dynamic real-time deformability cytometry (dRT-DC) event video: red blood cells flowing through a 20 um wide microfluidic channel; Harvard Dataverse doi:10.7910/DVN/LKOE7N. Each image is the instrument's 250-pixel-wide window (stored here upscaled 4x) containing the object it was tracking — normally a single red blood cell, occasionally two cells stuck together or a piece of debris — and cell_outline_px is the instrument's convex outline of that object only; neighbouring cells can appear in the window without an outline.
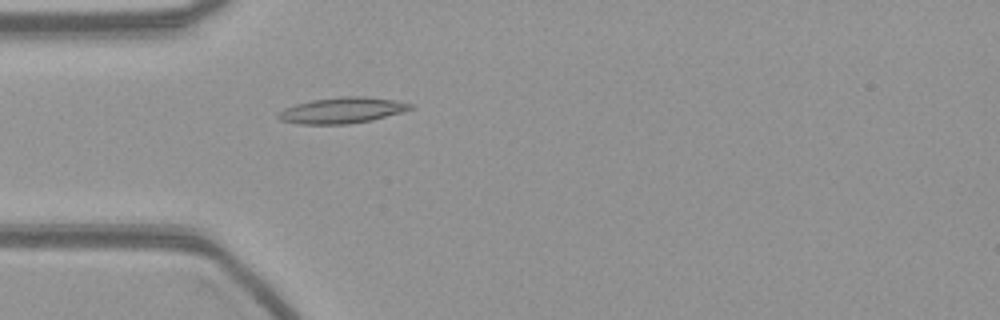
{"species": "common noctule bat (a hibernating species)", "species_latin": "Nyctalus noctula", "temperature_condition": "warm", "stored_images_in_passage": 54, "camera_frame_rate_fps": 3000, "um_per_image_px": 0.085, "animal": {"sex": "female", "body_mass_g": 21.9}, "frame": {"image": 1, "passage_image": 15, "time_ms": 4.667, "image_size_px": [1000, 320], "cell_outline_px": [[412, 108], [400, 112], [372, 120], [348, 124], [300, 124], [280, 120], [276, 116], [284, 108], [296, 104], [312, 100], [340, 96], [364, 96], [396, 100], [412, 104]], "centroid_in_image_um": [29.05, 9.37], "position_along_channel_um": 55.9, "area_um2": 19.83}}
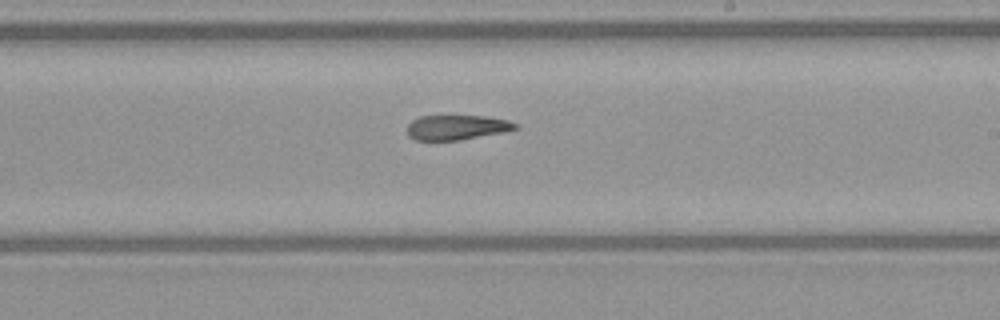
{"frame": {"image": 2, "passage_image": 31, "time_ms": 10.0, "image_size_px": [1000, 320], "cell_outline_px": [[520, 128], [504, 132], [460, 140], [416, 140], [408, 136], [408, 124], [412, 120], [420, 116], [488, 116], [508, 120], [520, 124]], "centroid_in_image_um": [38.88, 10.82], "position_along_channel_um": 250.1, "area_um2": 15.78}}
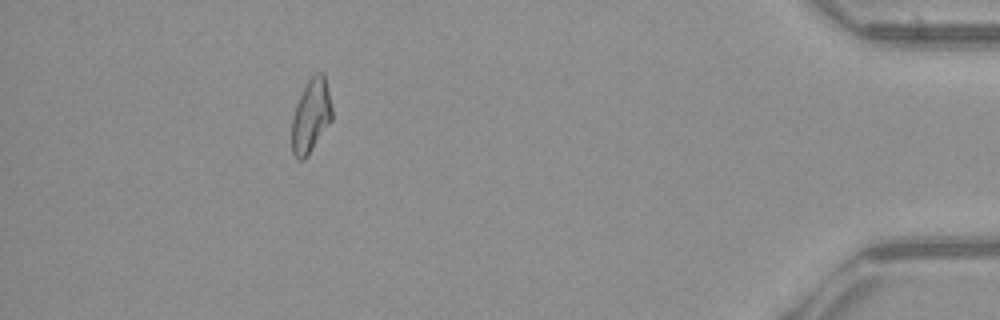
{"frame": {"image": 3, "passage_image": 49, "time_ms": 16.0, "image_size_px": [1000, 320], "cell_outline_px": [[332, 120], [308, 156], [304, 160], [300, 160], [292, 152], [292, 116], [296, 104], [308, 80], [316, 72], [324, 72], [332, 108]], "centroid_in_image_um": [26.44, 9.85], "position_along_channel_um": 408.8, "area_um2": 17.22}}